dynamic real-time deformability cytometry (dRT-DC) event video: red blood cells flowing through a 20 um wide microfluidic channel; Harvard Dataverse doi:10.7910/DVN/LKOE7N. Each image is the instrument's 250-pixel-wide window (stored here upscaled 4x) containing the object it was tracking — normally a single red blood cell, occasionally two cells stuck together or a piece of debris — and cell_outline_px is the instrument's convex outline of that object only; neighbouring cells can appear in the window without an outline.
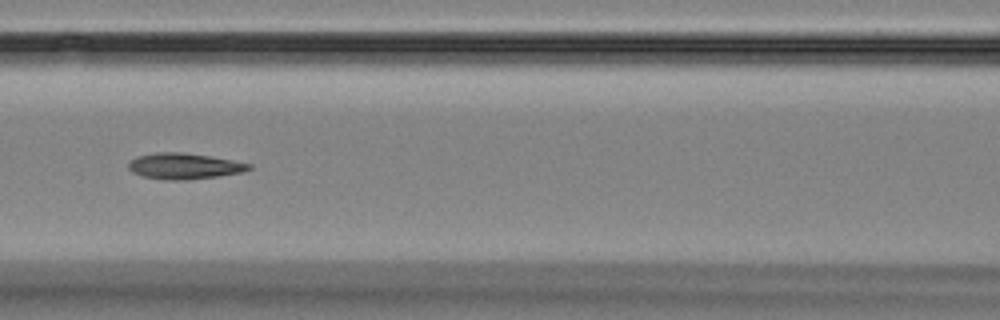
{"species": "Egyptian fruit bat (a non-hibernating species)", "species_latin": "Rousettus aegyptiacus", "temperature_condition": "room temperature", "stored_images_in_passage": 8, "camera_frame_rate_fps": 3000, "um_per_image_px": 0.085, "animal": {"sex": "female"}, "frame": {"image": 1, "passage_image": 6, "time_ms": 6.667, "image_size_px": [1000, 320], "cell_outline_px": [[252, 168], [240, 172], [216, 176], [188, 180], [164, 180], [144, 176], [132, 172], [128, 168], [128, 164], [136, 156], [156, 152], [180, 152], [208, 156], [232, 160], [252, 164]], "centroid_in_image_um": [15.62, 14.12], "position_along_channel_um": 151.0, "area_um2": 18.03}}
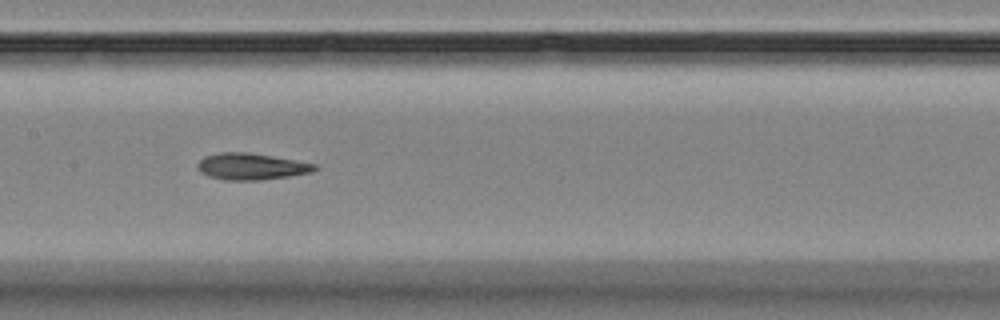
{"frame": {"image": 2, "passage_image": 7, "time_ms": 7.667, "image_size_px": [1000, 320], "cell_outline_px": [[320, 168], [312, 172], [288, 176], [260, 180], [224, 180], [208, 176], [200, 172], [196, 164], [204, 156], [220, 152], [248, 152], [272, 156], [316, 164]], "centroid_in_image_um": [21.34, 14.15], "position_along_channel_um": 186.1, "area_um2": 18.15}}
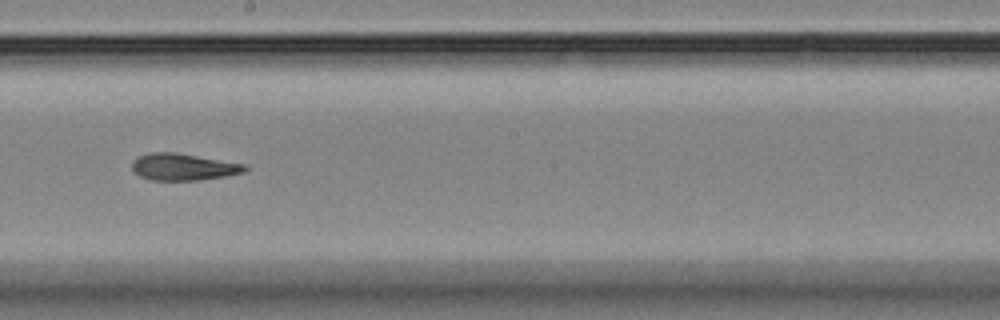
{"frame": {"image": 3, "passage_image": 8, "time_ms": 9.0, "image_size_px": [1000, 320], "cell_outline_px": [[248, 168], [244, 172], [224, 176], [200, 180], [152, 180], [140, 176], [132, 168], [132, 160], [136, 156], [148, 152], [176, 152], [248, 164]], "centroid_in_image_um": [15.58, 14.17], "position_along_channel_um": 232.6, "area_um2": 17.86}}